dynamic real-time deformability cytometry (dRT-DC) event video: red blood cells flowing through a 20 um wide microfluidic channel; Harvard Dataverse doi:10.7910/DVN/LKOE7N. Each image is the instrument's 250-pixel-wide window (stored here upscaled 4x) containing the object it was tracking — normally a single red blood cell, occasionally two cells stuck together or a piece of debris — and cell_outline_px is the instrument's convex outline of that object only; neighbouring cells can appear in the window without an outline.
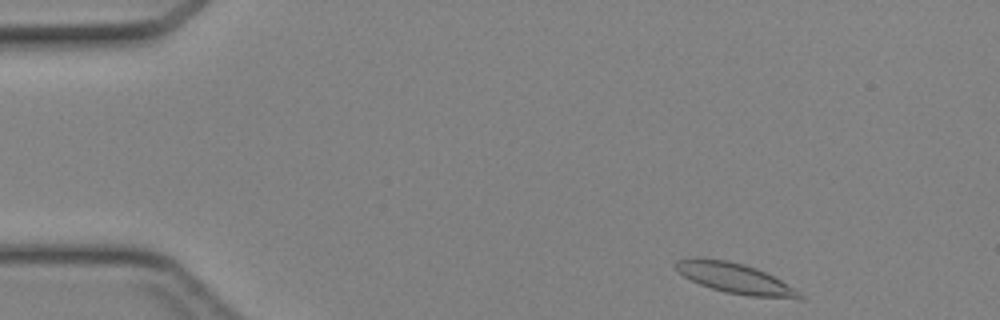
{"species": "Egyptian fruit bat (a non-hibernating species)", "species_latin": "Rousettus aegyptiacus", "temperature_condition": "cold", "stored_images_in_passage": 41, "camera_frame_rate_fps": 3000, "um_per_image_px": 0.085, "animal": {"sex": "female"}, "frame": {"image": 1, "passage_image": 1, "time_ms": 0.0, "image_size_px": [1000, 320], "cell_outline_px": [[804, 300], [800, 300], [748, 296], [724, 292], [700, 284], [684, 276], [676, 268], [676, 260], [696, 256], [700, 256], [724, 260], [744, 264], [756, 268], [780, 280], [804, 296]], "centroid_in_image_um": [62.48, 23.66], "position_along_channel_um": 22.5, "area_um2": 21.85}}
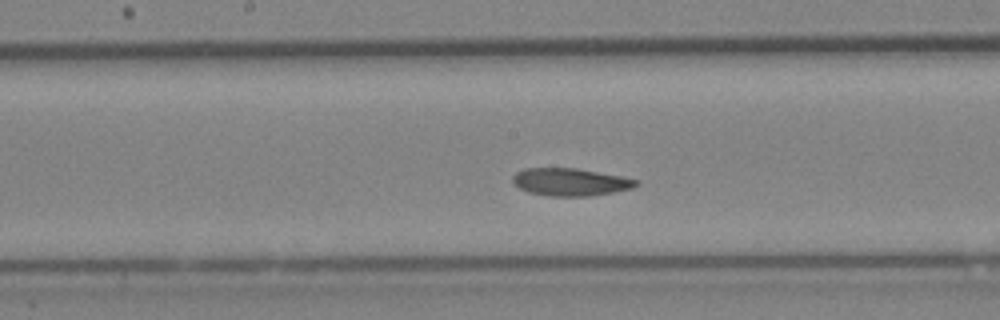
{"frame": {"image": 2, "passage_image": 19, "time_ms": 6.0, "image_size_px": [1000, 320], "cell_outline_px": [[640, 184], [632, 188], [612, 192], [588, 196], [548, 196], [528, 192], [520, 188], [512, 180], [512, 176], [516, 172], [524, 168], [576, 168], [620, 176], [640, 180]], "centroid_in_image_um": [48.48, 15.47], "position_along_channel_um": 199.7, "area_um2": 19.77}}
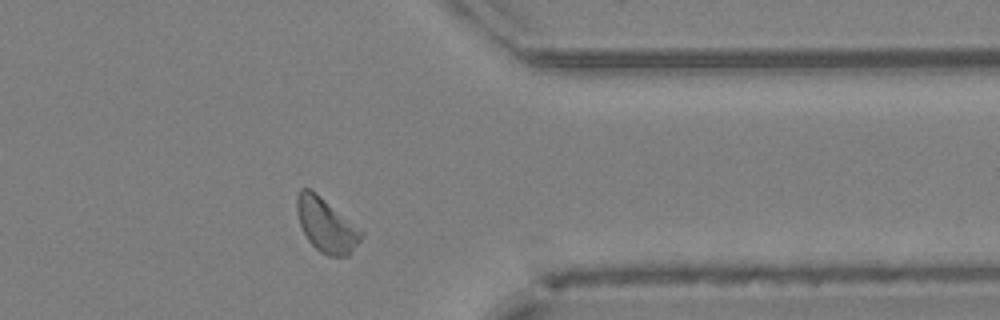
{"frame": {"image": 3, "passage_image": 32, "time_ms": 10.333, "image_size_px": [1000, 320], "cell_outline_px": [[364, 232], [360, 240], [348, 256], [328, 256], [320, 252], [308, 240], [300, 224], [296, 208], [296, 196], [300, 188], [308, 188], [316, 192]], "centroid_in_image_um": [27.71, 19.12], "position_along_channel_um": 383.7, "area_um2": 20.06}}